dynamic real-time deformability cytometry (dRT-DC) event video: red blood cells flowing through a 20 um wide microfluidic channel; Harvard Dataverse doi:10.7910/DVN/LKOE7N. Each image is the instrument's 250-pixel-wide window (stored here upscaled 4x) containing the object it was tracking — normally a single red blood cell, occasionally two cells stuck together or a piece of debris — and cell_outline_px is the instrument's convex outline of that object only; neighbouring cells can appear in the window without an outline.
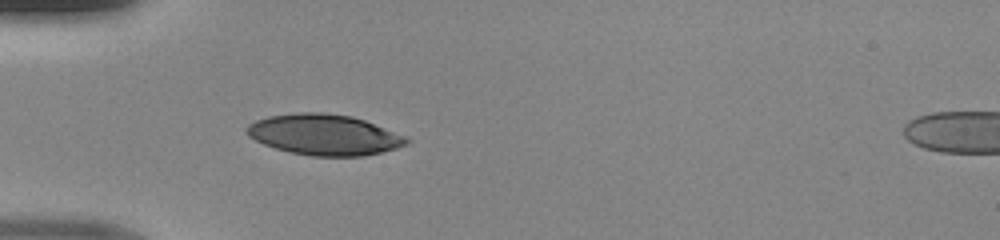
{"species": "human", "species_latin": "Homo sapiens", "temperature_condition": "room temperature", "stored_images_in_passage": 34, "camera_frame_rate_fps": 3000, "um_per_image_px": 0.085, "donor": {"sex": "male"}, "frame": {"image": 1, "passage_image": 1, "time_ms": 0.0, "image_size_px": [1000, 240], "cell_outline_px": [[412, 140], [408, 144], [396, 148], [364, 156], [312, 156], [288, 152], [264, 144], [248, 136], [244, 132], [244, 128], [248, 124], [256, 120], [268, 116], [296, 112], [324, 112], [352, 116], [364, 120], [408, 136]], "centroid_in_image_um": [27.56, 11.44], "position_along_channel_um": 57.4, "area_um2": 38.32}}
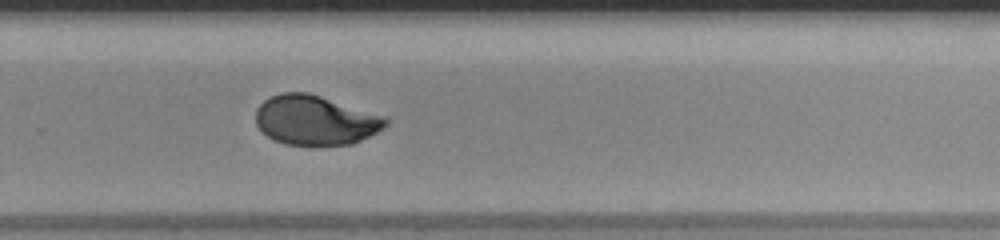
{"frame": {"image": 2, "passage_image": 19, "time_ms": 6.0, "image_size_px": [1000, 240], "cell_outline_px": [[388, 124], [384, 128], [352, 144], [312, 148], [284, 144], [268, 136], [256, 124], [256, 108], [264, 100], [280, 92], [308, 92], [384, 116], [388, 120]], "centroid_in_image_um": [26.79, 10.25], "position_along_channel_um": 303.0, "area_um2": 38.03}}
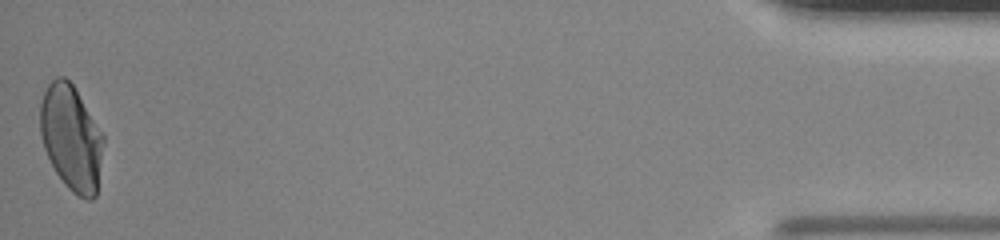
{"frame": {"image": 3, "passage_image": 34, "time_ms": 11.0, "image_size_px": [1000, 240], "cell_outline_px": [[104, 140], [96, 196], [92, 200], [88, 200], [72, 192], [64, 184], [56, 172], [44, 148], [40, 136], [40, 104], [44, 92], [48, 84], [56, 76], [64, 76], [76, 88], [104, 136]], "centroid_in_image_um": [6.05, 11.7], "position_along_channel_um": 429.1, "area_um2": 38.84}}